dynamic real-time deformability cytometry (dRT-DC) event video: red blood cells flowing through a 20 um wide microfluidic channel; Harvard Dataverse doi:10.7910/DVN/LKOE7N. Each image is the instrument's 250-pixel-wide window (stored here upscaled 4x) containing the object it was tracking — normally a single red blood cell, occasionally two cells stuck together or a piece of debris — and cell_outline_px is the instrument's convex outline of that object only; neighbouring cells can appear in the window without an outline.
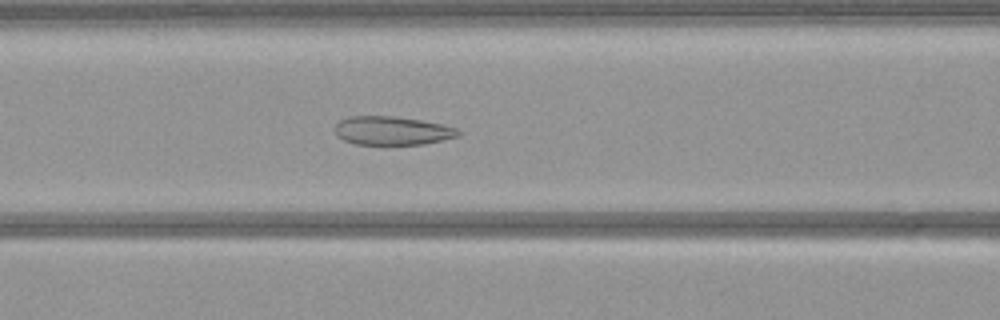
{"species": "common noctule bat (a hibernating species)", "species_latin": "Nyctalus noctula", "temperature_condition": "warm", "stored_images_in_passage": 52, "camera_frame_rate_fps": 3000, "um_per_image_px": 0.085, "animal": {"sex": "female", "body_mass_g": 21.9}, "frame": {"image": 1, "passage_image": 21, "time_ms": 6.667, "image_size_px": [1000, 320], "cell_outline_px": [[464, 132], [460, 136], [424, 144], [356, 144], [344, 140], [336, 136], [332, 128], [340, 120], [348, 116], [392, 116], [420, 120], [444, 124], [456, 128]], "centroid_in_image_um": [33.33, 11.1], "position_along_channel_um": 133.3, "area_um2": 20.81}}
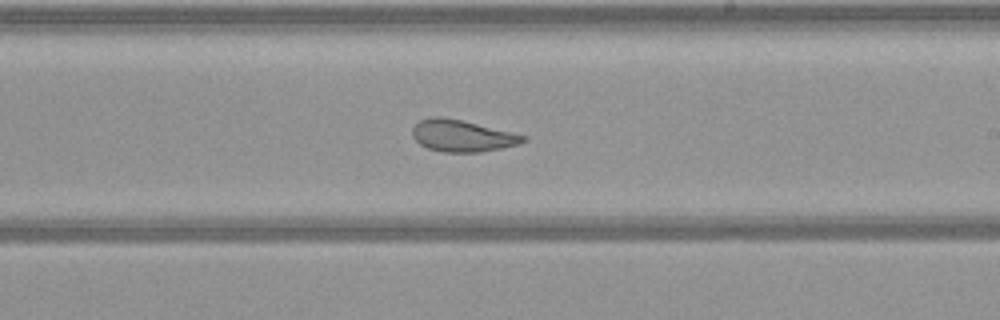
{"frame": {"image": 2, "passage_image": 30, "time_ms": 9.667, "image_size_px": [1000, 320], "cell_outline_px": [[528, 140], [520, 144], [480, 152], [444, 152], [428, 148], [420, 144], [412, 136], [412, 128], [420, 120], [432, 116], [444, 116], [512, 132], [528, 136]], "centroid_in_image_um": [39.29, 11.54], "position_along_channel_um": 249.7, "area_um2": 20.52}}
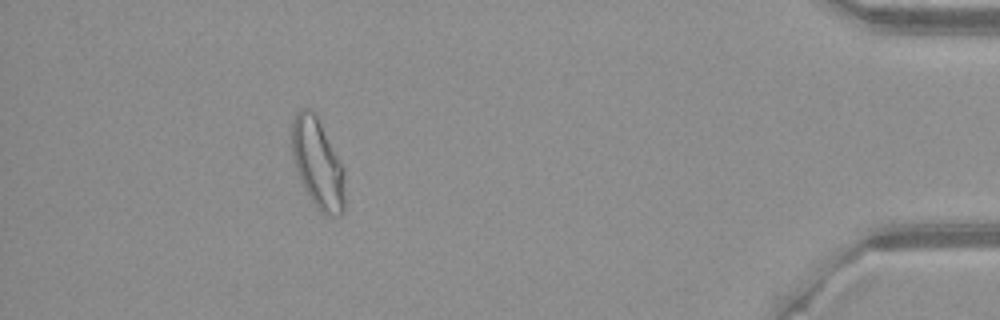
{"frame": {"image": 3, "passage_image": 47, "time_ms": 15.333, "image_size_px": [1000, 320], "cell_outline_px": [[344, 212], [340, 216], [328, 216], [320, 212], [304, 188], [296, 168], [292, 156], [292, 120], [296, 112], [300, 108], [312, 108], [344, 168]], "centroid_in_image_um": [27.0, 13.9], "position_along_channel_um": 408.2, "area_um2": 27.57}}